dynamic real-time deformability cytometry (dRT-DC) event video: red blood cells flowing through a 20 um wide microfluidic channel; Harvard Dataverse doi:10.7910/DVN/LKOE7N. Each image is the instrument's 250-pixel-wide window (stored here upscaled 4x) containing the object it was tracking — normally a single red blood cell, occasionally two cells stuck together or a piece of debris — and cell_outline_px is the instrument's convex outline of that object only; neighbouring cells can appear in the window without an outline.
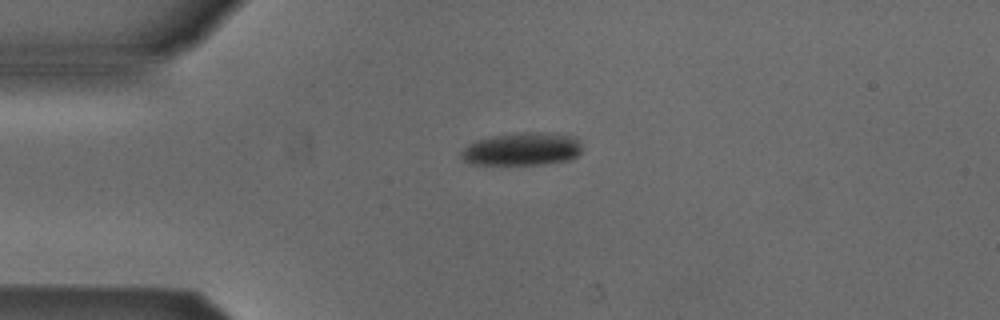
{"species": "Egyptian fruit bat (a non-hibernating species)", "species_latin": "Rousettus aegyptiacus", "temperature_condition": "cold", "stored_images_in_passage": 41, "camera_frame_rate_fps": 3000, "um_per_image_px": 0.085, "animal": {"sex": "male"}, "frame": {"image": 1, "passage_image": 1, "time_ms": 0.0, "image_size_px": [1000, 320], "cell_outline_px": [[580, 152], [572, 160], [544, 164], [468, 164], [460, 156], [460, 152], [468, 144], [476, 140], [496, 136], [524, 132], [540, 132], [572, 136], [580, 144]], "centroid_in_image_um": [44.35, 12.69], "position_along_channel_um": 40.6, "area_um2": 22.95}}
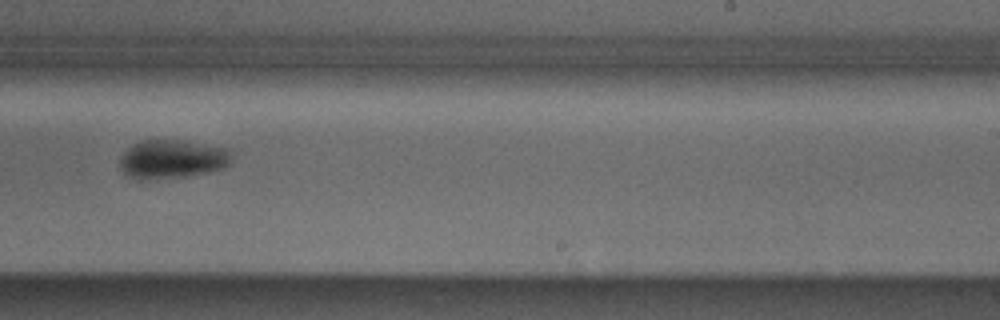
{"frame": {"image": 2, "passage_image": 21, "time_ms": 6.667, "image_size_px": [1000, 320], "cell_outline_px": [[232, 152], [228, 164], [224, 168], [184, 176], [140, 180], [124, 172], [120, 168], [120, 156], [132, 144], [144, 140], [184, 140], [228, 148]], "centroid_in_image_um": [14.63, 13.5], "position_along_channel_um": 274.4, "area_um2": 25.03}}
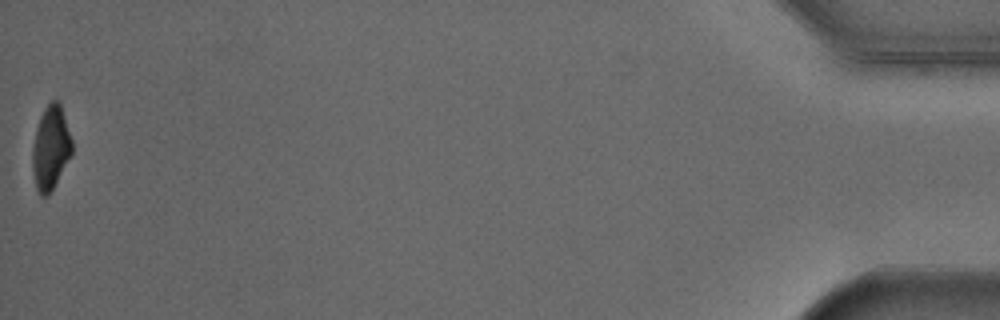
{"frame": {"image": 3, "passage_image": 41, "time_ms": 13.333, "image_size_px": [1000, 320], "cell_outline_px": [[72, 152], [48, 196], [40, 196], [36, 188], [32, 168], [32, 152], [36, 128], [40, 116], [44, 108], [52, 100], [56, 100], [60, 104], [72, 140]], "centroid_in_image_um": [4.29, 12.56], "position_along_channel_um": 430.9, "area_um2": 18.96}, "authors_computed_cell_mechanics": {"area_um2": 24.3338, "velocity_mm_per_s": 3.8946, "shape_relaxation_time_tau1_ms": 3.6522, "shape_relaxation_time_tau2_ms": null, "deformation_change_tau1": 0.1004, "deformation_change_tau2": null}}